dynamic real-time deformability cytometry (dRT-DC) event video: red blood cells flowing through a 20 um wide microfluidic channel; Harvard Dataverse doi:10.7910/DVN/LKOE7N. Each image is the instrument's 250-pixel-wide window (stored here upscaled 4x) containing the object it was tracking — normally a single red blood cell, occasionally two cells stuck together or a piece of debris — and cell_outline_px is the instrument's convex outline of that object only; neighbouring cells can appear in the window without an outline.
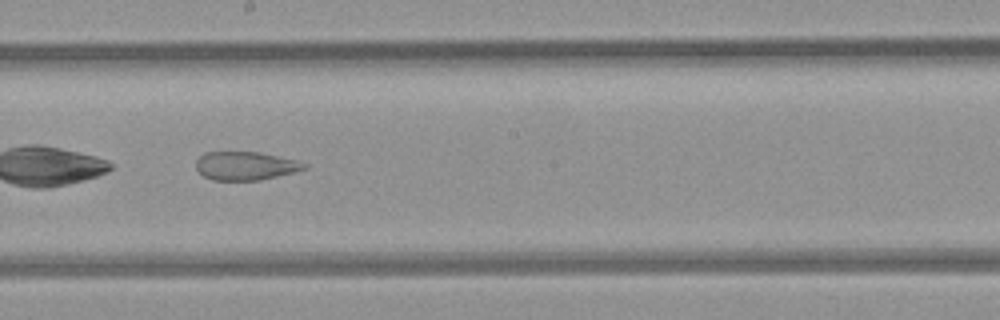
{"species": "common noctule bat (a hibernating species)", "species_latin": "Nyctalus noctula", "temperature_condition": "room temperature", "stored_images_in_passage": 40, "camera_frame_rate_fps": 3000, "um_per_image_px": 0.085, "animal": {"sex": "female", "body_mass_g": 21.9}, "frame": {"image": 1, "passage_image": 18, "time_ms": 5.667, "image_size_px": [1000, 320], "cell_outline_px": [[308, 168], [260, 180], [212, 180], [204, 176], [196, 168], [196, 160], [204, 152], [256, 152], [276, 156], [308, 164]], "centroid_in_image_um": [20.82, 14.1], "position_along_channel_um": 227.4, "area_um2": 17.63}, "authors_computed_cell_mechanics": {"area_um2": 23.0044, "velocity_mm_per_s": 4.0026, "shape_relaxation_time_tau1_ms": null, "shape_relaxation_time_tau2_ms": 1.8537, "deformation_change_tau1": null, "deformation_change_tau2": 0.0864}}